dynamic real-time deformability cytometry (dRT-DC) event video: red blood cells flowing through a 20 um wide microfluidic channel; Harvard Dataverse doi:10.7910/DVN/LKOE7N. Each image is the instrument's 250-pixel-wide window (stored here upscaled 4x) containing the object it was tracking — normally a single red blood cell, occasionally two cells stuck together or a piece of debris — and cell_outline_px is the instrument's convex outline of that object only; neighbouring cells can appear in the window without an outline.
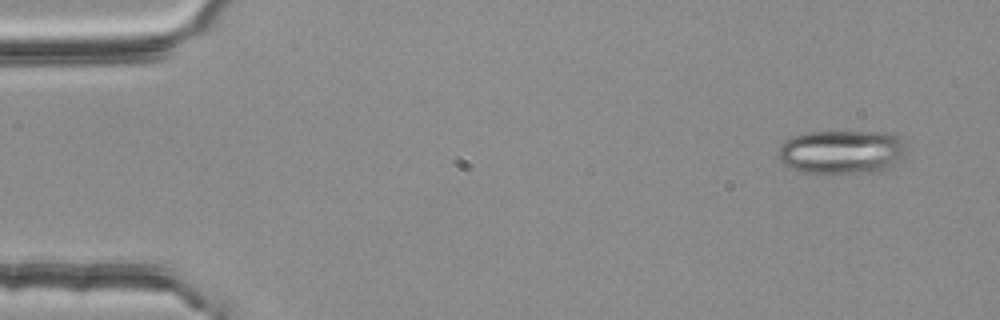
{"species": "common noctule bat (a hibernating species)", "species_latin": "Nyctalus noctula", "temperature_condition": "room temperature", "stored_images_in_passage": 4, "camera_frame_rate_fps": 3000, "um_per_image_px": 0.085, "animal": {"sex": "female", "body_mass_g": 25.1}, "frame": {"image": 1, "passage_image": 1, "time_ms": 0.0, "image_size_px": [1000, 320], "cell_outline_px": [[904, 156], [880, 172], [832, 176], [816, 176], [788, 168], [780, 160], [780, 148], [784, 140], [792, 136], [808, 132], [888, 132], [904, 140]], "centroid_in_image_um": [71.51, 12.97], "position_along_channel_um": 13.5, "area_um2": 33.76}}